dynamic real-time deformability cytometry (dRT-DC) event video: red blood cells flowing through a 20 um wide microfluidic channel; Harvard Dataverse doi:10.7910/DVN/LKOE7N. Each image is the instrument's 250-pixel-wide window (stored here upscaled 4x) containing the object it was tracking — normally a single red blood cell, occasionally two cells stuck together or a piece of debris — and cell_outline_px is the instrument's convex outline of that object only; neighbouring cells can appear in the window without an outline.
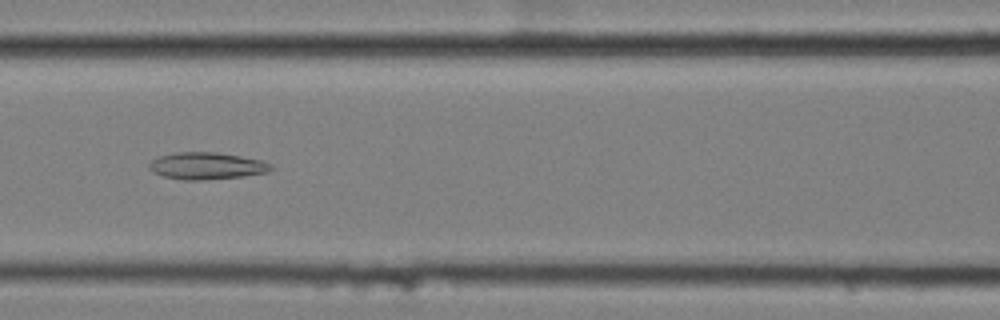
{"species": "common noctule bat (a hibernating species)", "species_latin": "Nyctalus noctula", "temperature_condition": "cold", "stored_images_in_passage": 12, "camera_frame_rate_fps": 3000, "um_per_image_px": 0.085, "animal": {"sex": "female", "body_mass_g": 25.1}, "frame": {"image": 1, "passage_image": 7, "time_ms": 2.0, "image_size_px": [1000, 320], "cell_outline_px": [[276, 168], [268, 172], [244, 176], [200, 180], [180, 180], [164, 176], [152, 172], [148, 168], [148, 164], [152, 160], [160, 156], [176, 152], [216, 152], [240, 156], [260, 160], [272, 164]], "centroid_in_image_um": [17.57, 14.1], "position_along_channel_um": 149.0, "area_um2": 19.25}}
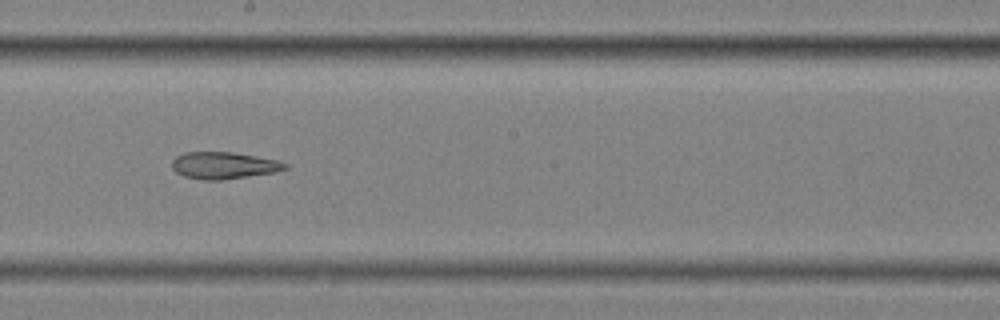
{"frame": {"image": 2, "passage_image": 9, "time_ms": 2.667, "image_size_px": [1000, 320], "cell_outline_px": [[288, 168], [276, 172], [220, 180], [204, 180], [184, 176], [176, 172], [172, 168], [172, 160], [176, 156], [184, 152], [232, 152], [276, 160], [288, 164]], "centroid_in_image_um": [19.0, 14.06], "position_along_channel_um": 229.2, "area_um2": 17.63}}
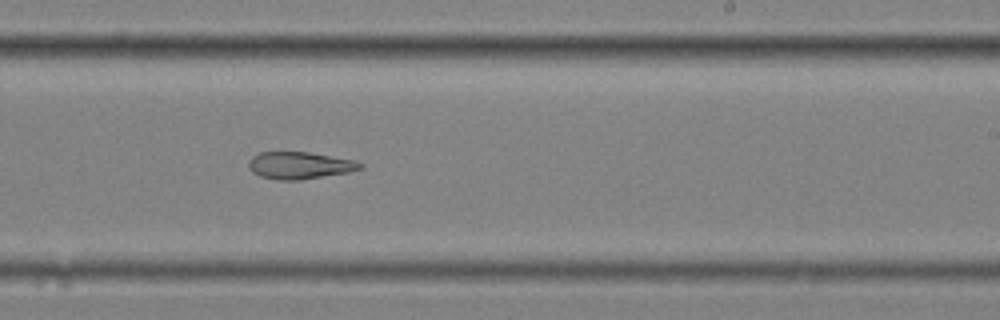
{"frame": {"image": 3, "passage_image": 10, "time_ms": 3.0, "image_size_px": [1000, 320], "cell_outline_px": [[364, 168], [348, 172], [300, 180], [280, 180], [260, 176], [252, 172], [248, 168], [248, 164], [252, 156], [260, 152], [308, 152], [352, 160], [364, 164]], "centroid_in_image_um": [25.45, 14.06], "position_along_channel_um": 263.6, "area_um2": 17.51}}